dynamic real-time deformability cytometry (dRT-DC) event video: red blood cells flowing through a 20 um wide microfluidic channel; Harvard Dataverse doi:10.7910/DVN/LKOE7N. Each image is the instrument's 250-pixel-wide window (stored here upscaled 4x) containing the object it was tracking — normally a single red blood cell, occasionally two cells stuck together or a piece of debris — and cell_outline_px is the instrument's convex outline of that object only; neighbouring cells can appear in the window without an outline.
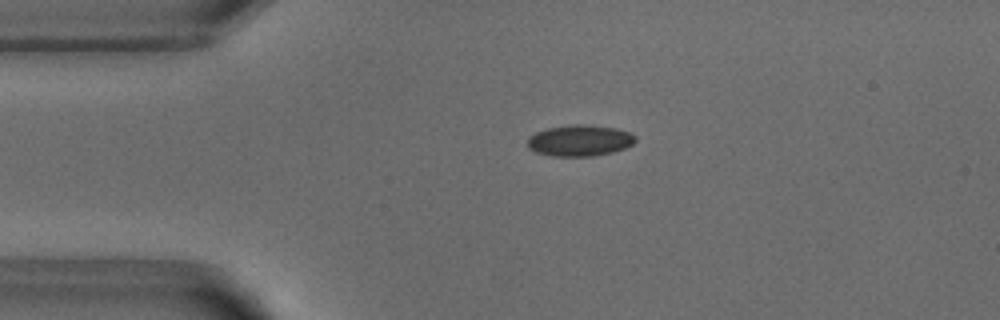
{"species": "common noctule bat (a hibernating species)", "species_latin": "Nyctalus noctula", "temperature_condition": "warm", "stored_images_in_passage": 48, "camera_frame_rate_fps": 3000, "um_per_image_px": 0.085, "animal": {"sex": "male", "body_mass_g": 18.8}, "frame": {"image": 1, "passage_image": 7, "time_ms": 2.0, "image_size_px": [1000, 320], "cell_outline_px": [[636, 140], [632, 144], [624, 148], [612, 152], [596, 156], [552, 156], [536, 152], [528, 148], [528, 136], [536, 132], [548, 128], [572, 124], [584, 124], [616, 128], [632, 132], [636, 136]], "centroid_in_image_um": [49.29, 11.94], "position_along_channel_um": 35.7, "area_um2": 19.77}}
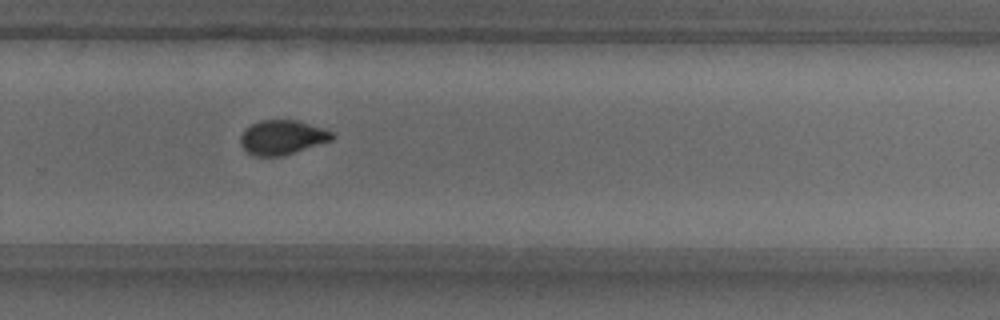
{"frame": {"image": 2, "passage_image": 30, "time_ms": 9.667, "image_size_px": [1000, 320], "cell_outline_px": [[336, 136], [332, 140], [284, 156], [256, 156], [244, 152], [240, 144], [240, 136], [244, 128], [260, 120], [296, 120], [332, 132]], "centroid_in_image_um": [23.93, 11.69], "position_along_channel_um": 305.9, "area_um2": 18.5}}
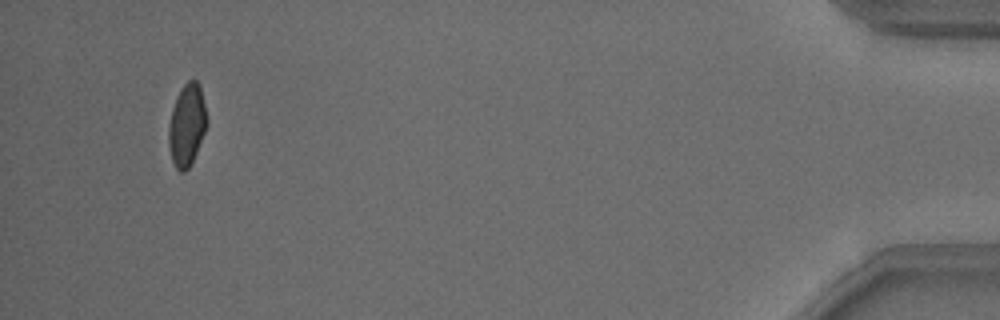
{"frame": {"image": 3, "passage_image": 45, "time_ms": 14.667, "image_size_px": [1000, 320], "cell_outline_px": [[208, 124], [192, 164], [184, 172], [180, 172], [176, 168], [172, 160], [168, 144], [168, 124], [172, 108], [184, 84], [188, 80], [196, 80], [200, 84], [208, 120]], "centroid_in_image_um": [15.9, 10.65], "position_along_channel_um": 419.3, "area_um2": 18.44}, "authors_computed_cell_mechanics": {"area_um2": 18.6694, "velocity_mm_per_s": 3.8817, "shape_relaxation_time_tau1_ms": 3.6888, "shape_relaxation_time_tau2_ms": 0.7357, "deformation_change_tau1": 0.1162, "deformation_change_tau2": 0.0531}}